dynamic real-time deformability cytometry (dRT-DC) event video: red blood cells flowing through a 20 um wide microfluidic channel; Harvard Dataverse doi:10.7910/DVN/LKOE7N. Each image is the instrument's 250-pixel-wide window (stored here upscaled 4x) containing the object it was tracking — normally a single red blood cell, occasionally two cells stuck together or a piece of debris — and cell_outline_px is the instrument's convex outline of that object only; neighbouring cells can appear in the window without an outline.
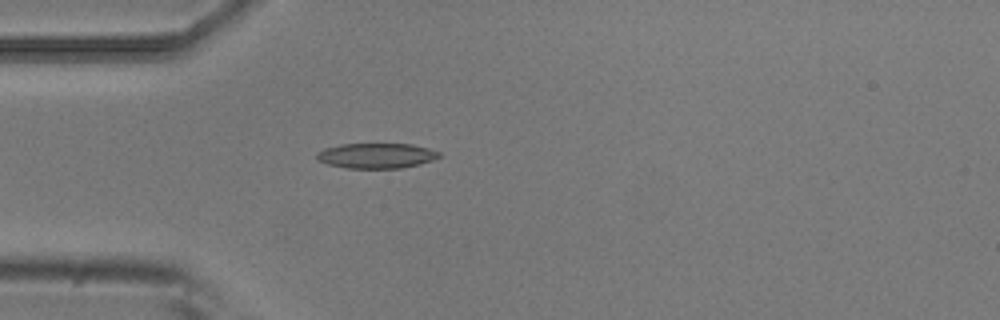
{"species": "common noctule bat (a hibernating species)", "species_latin": "Nyctalus noctula", "temperature_condition": "room temperature", "stored_images_in_passage": 5, "camera_frame_rate_fps": 3000, "um_per_image_px": 0.085, "animal": {"sex": "male", "body_mass_g": 20.5, "forearm_length_mm": 52.5}, "frame": {"image": 1, "passage_image": 5, "time_ms": 1.333, "image_size_px": [1000, 320], "cell_outline_px": [[440, 156], [432, 160], [420, 164], [404, 168], [348, 168], [328, 164], [316, 160], [316, 152], [324, 148], [340, 144], [412, 144], [428, 148], [440, 152]], "centroid_in_image_um": [31.97, 13.23], "position_along_channel_um": 53.0, "area_um2": 18.03}}